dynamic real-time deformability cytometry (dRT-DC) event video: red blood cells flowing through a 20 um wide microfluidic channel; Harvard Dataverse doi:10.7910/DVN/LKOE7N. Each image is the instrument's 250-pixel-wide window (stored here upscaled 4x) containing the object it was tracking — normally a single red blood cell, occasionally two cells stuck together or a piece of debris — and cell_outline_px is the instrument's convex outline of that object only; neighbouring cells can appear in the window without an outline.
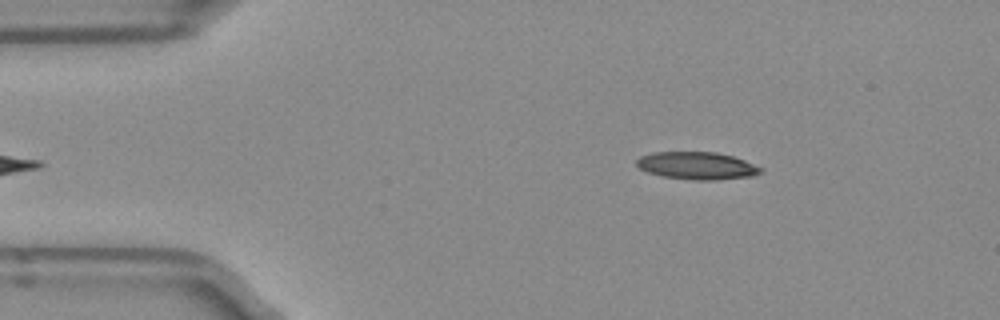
{"species": "Egyptian fruit bat (a non-hibernating species)", "species_latin": "Rousettus aegyptiacus", "temperature_condition": "room temperature", "stored_images_in_passage": 37, "camera_frame_rate_fps": 3000, "um_per_image_px": 0.085, "frame": {"image": 1, "passage_image": 2, "time_ms": 0.333, "image_size_px": [1000, 320], "cell_outline_px": [[764, 168], [760, 172], [752, 176], [716, 180], [692, 180], [664, 176], [648, 172], [640, 168], [636, 164], [636, 160], [640, 156], [652, 152], [716, 152], [732, 156], [744, 160]], "centroid_in_image_um": [59.24, 14.08], "position_along_channel_um": 25.8, "area_um2": 19.83}}
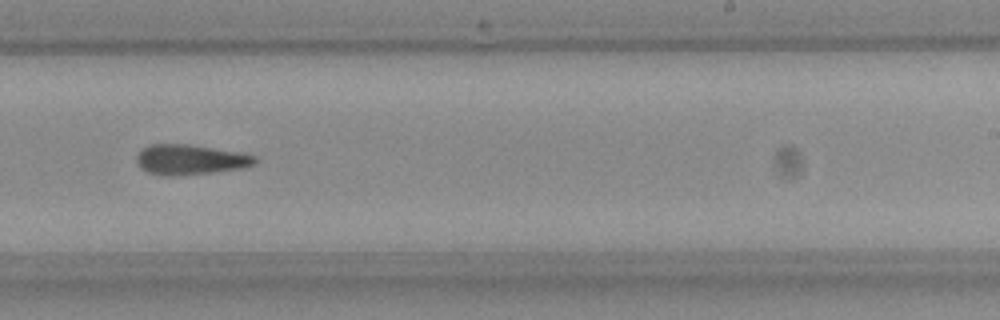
{"frame": {"image": 2, "passage_image": 25, "time_ms": 8.0, "image_size_px": [1000, 320], "cell_outline_px": [[256, 160], [252, 164], [240, 168], [208, 172], [168, 176], [148, 172], [140, 168], [136, 160], [136, 156], [148, 144], [188, 144], [236, 152], [256, 156]], "centroid_in_image_um": [16.09, 13.55], "position_along_channel_um": 272.9, "area_um2": 20.17}}
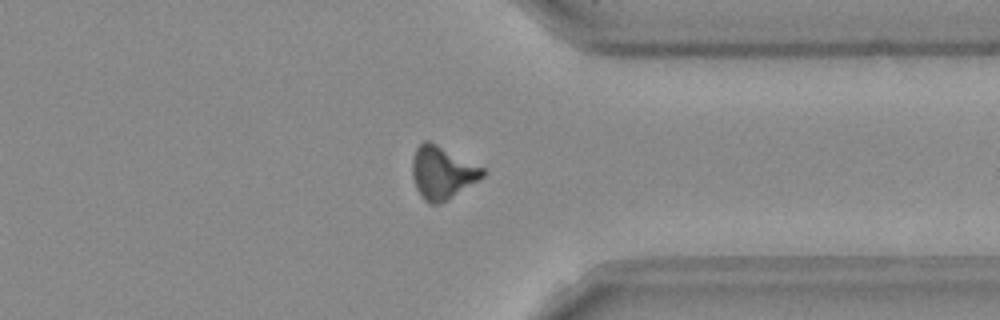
{"frame": {"image": 3, "passage_image": 33, "time_ms": 10.667, "image_size_px": [1000, 320], "cell_outline_px": [[488, 172], [484, 176], [448, 200], [440, 204], [432, 204], [424, 200], [420, 196], [416, 188], [412, 176], [412, 160], [416, 148], [424, 140], [428, 140], [484, 168]], "centroid_in_image_um": [37.58, 14.69], "position_along_channel_um": 373.8, "area_um2": 21.56}, "authors_computed_cell_mechanics": {"area_um2": 20.4612, "velocity_mm_per_s": 3.9667, "shape_relaxation_time_tau1_ms": 10.8395, "shape_relaxation_time_tau2_ms": null, "deformation_change_tau1": 0.2727, "deformation_change_tau2": null}}